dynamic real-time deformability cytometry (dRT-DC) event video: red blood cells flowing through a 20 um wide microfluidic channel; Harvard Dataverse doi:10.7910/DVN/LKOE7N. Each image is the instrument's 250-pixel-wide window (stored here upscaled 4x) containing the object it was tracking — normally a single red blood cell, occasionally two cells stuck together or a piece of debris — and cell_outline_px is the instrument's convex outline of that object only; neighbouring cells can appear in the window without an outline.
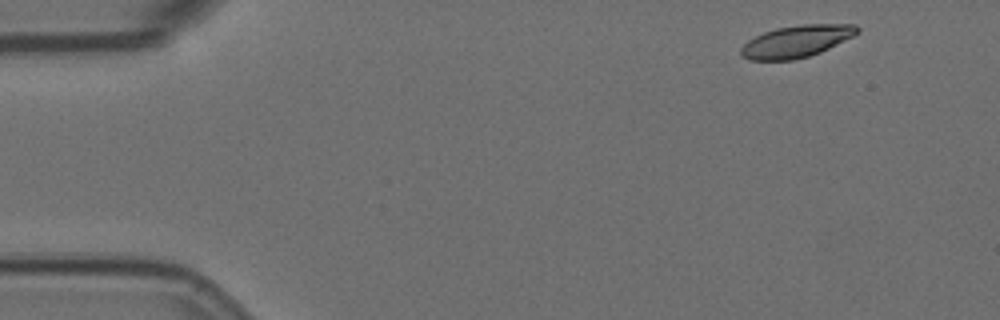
{"species": "Egyptian fruit bat (a non-hibernating species)", "species_latin": "Rousettus aegyptiacus", "temperature_condition": "room temperature", "stored_images_in_passage": 2, "camera_frame_rate_fps": 3000, "um_per_image_px": 0.085, "animal": {"sex": "female"}, "frame": {"image": 1, "passage_image": 1, "time_ms": 0.0, "image_size_px": [1000, 320], "cell_outline_px": [[860, 32], [820, 52], [808, 56], [792, 60], [748, 60], [740, 56], [740, 48], [748, 40], [764, 32], [776, 28], [804, 24], [856, 24], [860, 28]], "centroid_in_image_um": [67.67, 3.51], "position_along_channel_um": 17.3, "area_um2": 21.62}}